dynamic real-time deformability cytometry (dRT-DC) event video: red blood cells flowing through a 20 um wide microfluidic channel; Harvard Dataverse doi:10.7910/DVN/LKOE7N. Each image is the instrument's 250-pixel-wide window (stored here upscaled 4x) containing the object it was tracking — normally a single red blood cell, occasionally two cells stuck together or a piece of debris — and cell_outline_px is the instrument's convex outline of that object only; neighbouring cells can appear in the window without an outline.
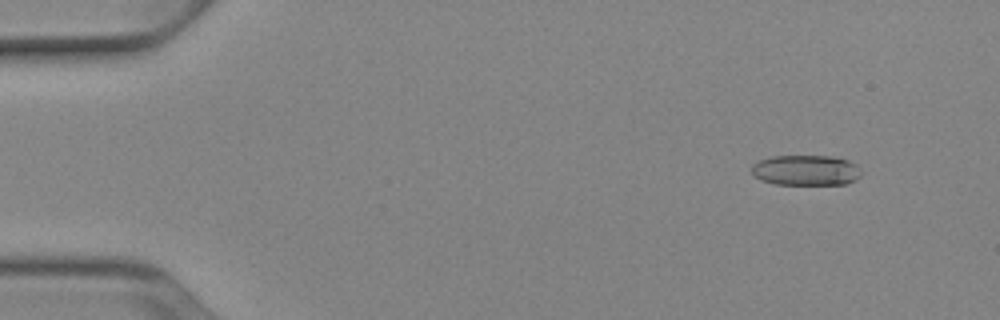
{"species": "Egyptian fruit bat (a non-hibernating species)", "species_latin": "Rousettus aegyptiacus", "temperature_condition": "cold", "stored_images_in_passage": 52, "camera_frame_rate_fps": 3000, "um_per_image_px": 0.085, "animal": {"sex": "female"}, "frame": {"image": 1, "passage_image": 5, "time_ms": 1.333, "image_size_px": [1000, 320], "cell_outline_px": [[860, 176], [856, 180], [844, 184], [776, 184], [760, 180], [752, 172], [752, 164], [756, 160], [772, 156], [832, 156], [848, 160], [856, 164], [860, 172]], "centroid_in_image_um": [68.48, 14.46], "position_along_channel_um": 16.5, "area_um2": 19.48}}
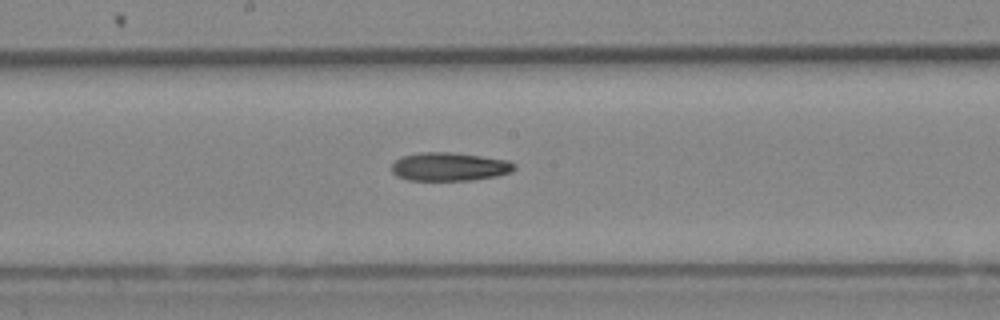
{"frame": {"image": 2, "passage_image": 28, "time_ms": 9.0, "image_size_px": [1000, 320], "cell_outline_px": [[516, 168], [512, 172], [496, 176], [472, 180], [408, 180], [396, 176], [392, 172], [392, 164], [400, 156], [420, 152], [448, 152], [480, 156], [508, 160], [516, 164]], "centroid_in_image_um": [38.19, 14.17], "position_along_channel_um": 210.0, "area_um2": 20.4}}
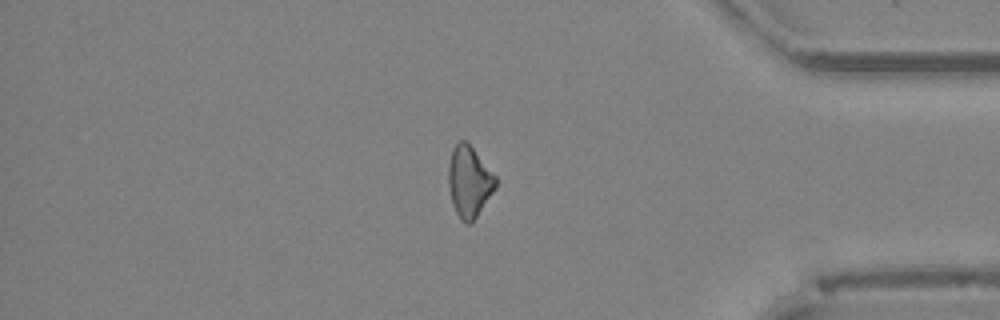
{"frame": {"image": 3, "passage_image": 44, "time_ms": 14.333, "image_size_px": [1000, 320], "cell_outline_px": [[496, 188], [476, 216], [468, 224], [460, 220], [452, 204], [448, 184], [448, 164], [452, 148], [460, 140], [464, 140], [472, 148], [496, 176]], "centroid_in_image_um": [39.86, 15.43], "position_along_channel_um": 395.3, "area_um2": 19.31}, "authors_computed_cell_mechanics": {"area_um2": 20.2589, "velocity_mm_per_s": 3.9347, "shape_relaxation_time_tau1_ms": null, "shape_relaxation_time_tau2_ms": 4.8464, "deformation_change_tau1": null, "deformation_change_tau2": 0.1472}}